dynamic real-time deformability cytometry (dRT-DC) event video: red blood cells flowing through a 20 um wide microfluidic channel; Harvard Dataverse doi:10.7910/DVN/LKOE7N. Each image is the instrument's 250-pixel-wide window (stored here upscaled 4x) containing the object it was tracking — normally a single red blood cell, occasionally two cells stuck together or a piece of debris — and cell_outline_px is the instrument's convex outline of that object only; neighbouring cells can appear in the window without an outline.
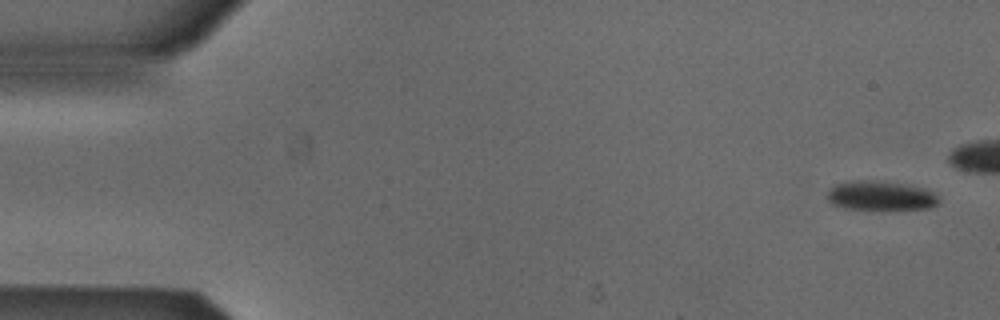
{"species": "Egyptian fruit bat (a non-hibernating species)", "species_latin": "Rousettus aegyptiacus", "temperature_condition": "cold", "stored_images_in_passage": 42, "camera_frame_rate_fps": 3000, "um_per_image_px": 0.085, "animal": {"sex": "male"}, "frame": {"image": 1, "passage_image": 1, "time_ms": 0.0, "image_size_px": [1000, 320], "cell_outline_px": [[940, 200], [936, 204], [928, 208], [844, 208], [832, 204], [828, 200], [828, 192], [836, 184], [852, 180], [884, 180], [908, 184], [924, 188], [932, 192]], "centroid_in_image_um": [74.84, 16.59], "position_along_channel_um": 10.2, "area_um2": 18.79}}
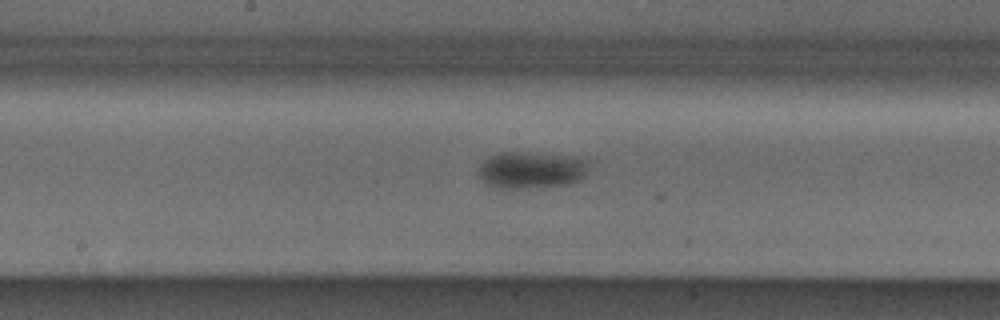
{"frame": {"image": 2, "passage_image": 26, "time_ms": 8.333, "image_size_px": [1000, 320], "cell_outline_px": [[588, 164], [584, 176], [580, 180], [568, 184], [524, 188], [500, 188], [488, 184], [480, 180], [476, 172], [480, 164], [488, 156], [500, 152], [520, 152], [588, 160]], "centroid_in_image_um": [45.05, 14.47], "position_along_channel_um": 203.2, "area_um2": 23.24}}
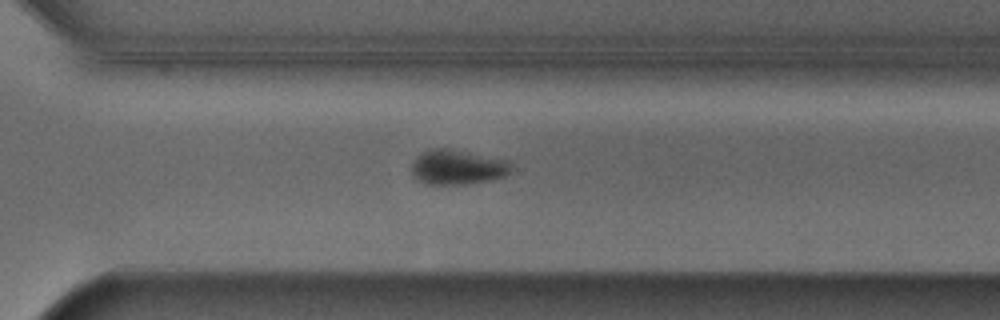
{"frame": {"image": 3, "passage_image": 36, "time_ms": 11.667, "image_size_px": [1000, 320], "cell_outline_px": [[512, 168], [504, 176], [492, 180], [468, 184], [424, 184], [416, 180], [412, 176], [412, 160], [420, 152], [428, 148], [448, 148], [508, 160], [512, 164]], "centroid_in_image_um": [38.83, 14.2], "position_along_channel_um": 331.8, "area_um2": 20.58}}